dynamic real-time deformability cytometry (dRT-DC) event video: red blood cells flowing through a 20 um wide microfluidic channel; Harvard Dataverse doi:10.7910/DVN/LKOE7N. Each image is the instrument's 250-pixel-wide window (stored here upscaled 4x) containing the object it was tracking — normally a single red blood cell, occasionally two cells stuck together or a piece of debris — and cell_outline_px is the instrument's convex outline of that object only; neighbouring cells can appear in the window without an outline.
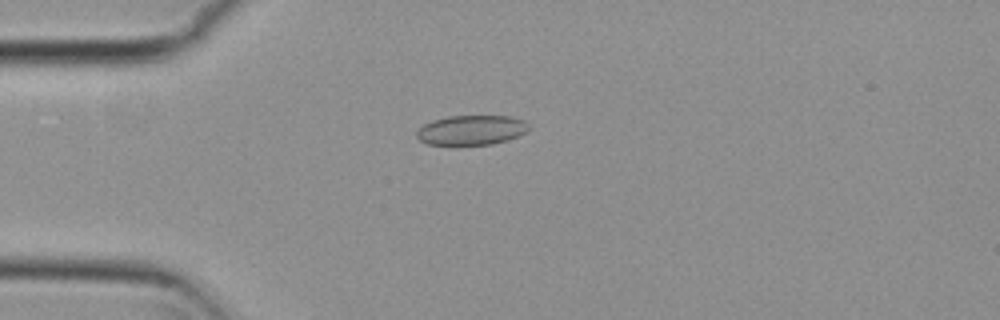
{"species": "common noctule bat (a hibernating species)", "species_latin": "Nyctalus noctula", "temperature_condition": "cold", "stored_images_in_passage": 5, "camera_frame_rate_fps": 3000, "um_per_image_px": 0.085, "animal": {"sex": "female", "body_mass_g": 29.2, "forearm_length_mm": 56.3}, "frame": {"image": 1, "passage_image": 3, "time_ms": 0.667, "image_size_px": [1000, 320], "cell_outline_px": [[528, 128], [524, 132], [516, 136], [492, 144], [428, 144], [420, 140], [416, 136], [416, 132], [424, 124], [432, 120], [448, 116], [508, 116], [524, 120], [528, 124]], "centroid_in_image_um": [40.03, 11.04], "position_along_channel_um": 45.0, "area_um2": 19.02}}
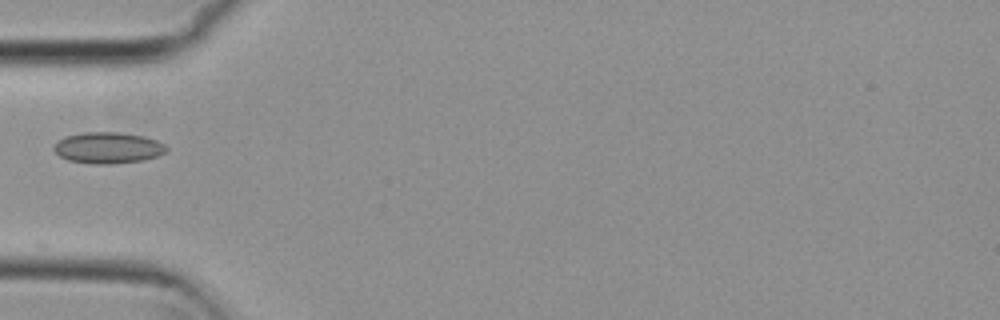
{"frame": {"image": 2, "passage_image": 4, "time_ms": 1.0, "image_size_px": [1000, 320], "cell_outline_px": [[168, 148], [164, 152], [156, 156], [144, 160], [108, 164], [92, 164], [68, 160], [60, 156], [52, 148], [64, 136], [84, 132], [116, 132], [144, 136], [156, 140], [164, 144]], "centroid_in_image_um": [9.17, 12.56], "position_along_channel_um": 75.8, "area_um2": 20.35}}
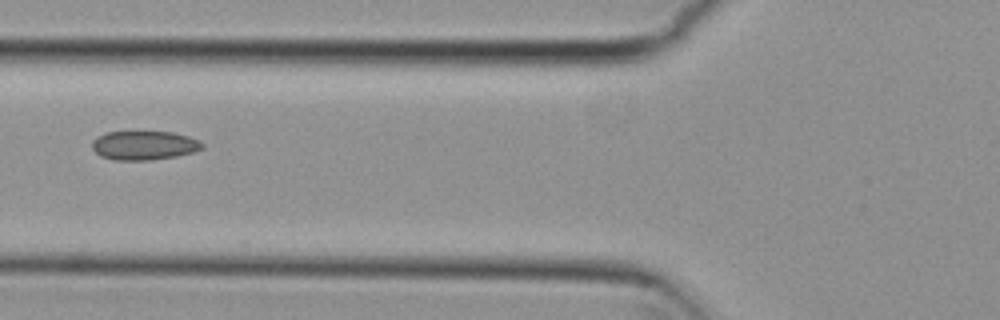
{"frame": {"image": 3, "passage_image": 5, "time_ms": 1.333, "image_size_px": [1000, 320], "cell_outline_px": [[204, 148], [192, 152], [176, 156], [152, 160], [112, 160], [100, 156], [92, 148], [92, 140], [96, 136], [104, 132], [172, 132], [188, 136], [200, 140], [204, 144]], "centroid_in_image_um": [12.23, 12.36], "position_along_channel_um": 113.6, "area_um2": 18.79}}